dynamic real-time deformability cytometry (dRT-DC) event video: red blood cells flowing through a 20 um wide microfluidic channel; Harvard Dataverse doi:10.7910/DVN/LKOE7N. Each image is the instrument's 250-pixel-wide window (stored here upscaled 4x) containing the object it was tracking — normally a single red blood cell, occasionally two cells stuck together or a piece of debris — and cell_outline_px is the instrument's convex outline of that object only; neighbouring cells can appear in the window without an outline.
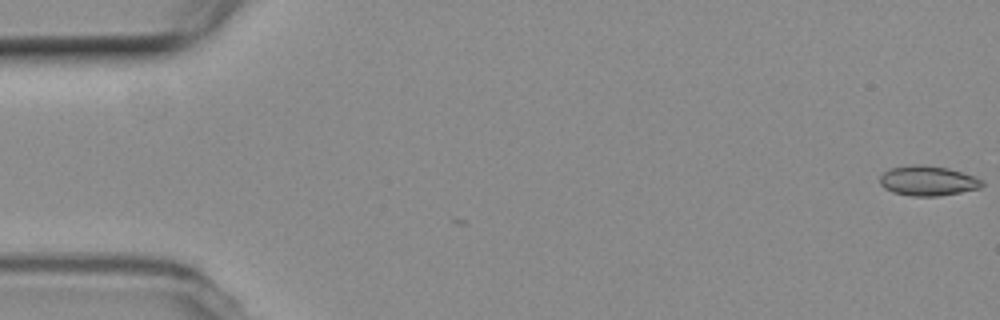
{"species": "common noctule bat (a hibernating species)", "species_latin": "Nyctalus noctula", "temperature_condition": "room temperature", "stored_images_in_passage": 2, "camera_frame_rate_fps": 3000, "um_per_image_px": 0.085, "animal": {"sex": "female", "body_mass_g": 19.3, "forearm_length_mm": 54.1}, "frame": {"image": 1, "passage_image": 2, "time_ms": 0.333, "image_size_px": [1000, 320], "cell_outline_px": [[984, 184], [980, 188], [960, 192], [936, 196], [912, 196], [892, 192], [884, 188], [880, 184], [880, 176], [884, 172], [892, 168], [912, 164], [924, 164], [948, 168], [984, 180]], "centroid_in_image_um": [78.85, 15.36], "position_along_channel_um": 6.1, "area_um2": 17.74}}